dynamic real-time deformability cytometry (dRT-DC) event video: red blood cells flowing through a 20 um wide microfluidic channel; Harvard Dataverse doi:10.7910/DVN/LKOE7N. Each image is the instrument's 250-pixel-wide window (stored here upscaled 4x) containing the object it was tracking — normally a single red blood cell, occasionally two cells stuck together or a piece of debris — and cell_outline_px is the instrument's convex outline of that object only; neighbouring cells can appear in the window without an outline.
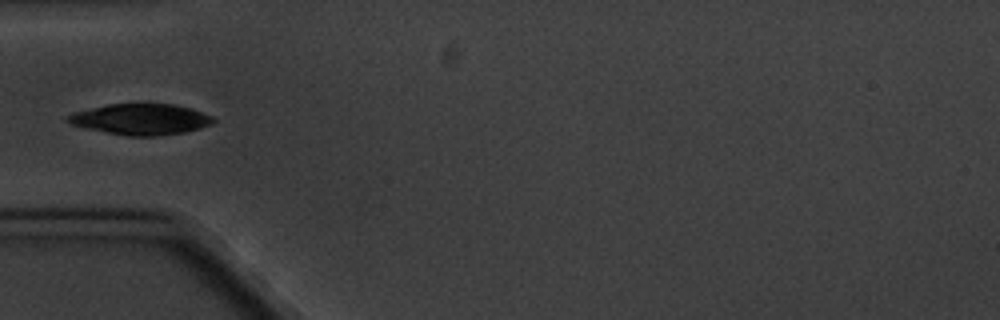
{"species": "common noctule bat (a hibernating species)", "species_latin": "Nyctalus noctula", "temperature_condition": "cold", "stored_images_in_passage": 10, "camera_frame_rate_fps": 3000, "um_per_image_px": 0.085, "animal": {"sex": "male", "body_mass_g": 20.1, "forearm_length_mm": 53.5}, "frame": {"image": 1, "passage_image": 4, "time_ms": 4.0, "image_size_px": [1000, 320], "cell_outline_px": [[216, 120], [212, 124], [200, 128], [184, 132], [156, 136], [128, 136], [84, 128], [72, 124], [64, 120], [72, 112], [108, 104], [136, 100], [140, 100], [176, 104], [192, 108], [212, 116]], "centroid_in_image_um": [11.97, 10.08], "position_along_channel_um": 73.0, "area_um2": 27.34}}